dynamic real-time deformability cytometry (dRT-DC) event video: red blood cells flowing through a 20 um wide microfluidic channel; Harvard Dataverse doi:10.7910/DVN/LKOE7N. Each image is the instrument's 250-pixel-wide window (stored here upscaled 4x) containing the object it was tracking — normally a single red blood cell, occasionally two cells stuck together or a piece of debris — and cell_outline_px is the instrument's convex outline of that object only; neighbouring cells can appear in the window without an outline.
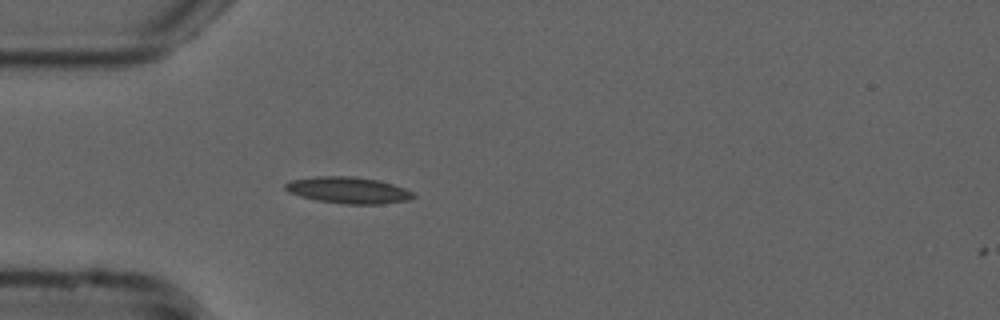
{"species": "common noctule bat (a hibernating species)", "species_latin": "Nyctalus noctula", "temperature_condition": "cold", "stored_images_in_passage": 7, "camera_frame_rate_fps": 3000, "um_per_image_px": 0.085, "animal": {"sex": "male", "forearm_length_mm": 52.5}, "frame": {"image": 1, "passage_image": 6, "time_ms": 1.667, "image_size_px": [1000, 320], "cell_outline_px": [[416, 196], [408, 200], [384, 204], [344, 204], [316, 200], [300, 196], [288, 192], [284, 188], [284, 184], [292, 180], [316, 176], [352, 176], [376, 180], [392, 184], [416, 192]], "centroid_in_image_um": [29.62, 16.17], "position_along_channel_um": 55.4, "area_um2": 19.83}}